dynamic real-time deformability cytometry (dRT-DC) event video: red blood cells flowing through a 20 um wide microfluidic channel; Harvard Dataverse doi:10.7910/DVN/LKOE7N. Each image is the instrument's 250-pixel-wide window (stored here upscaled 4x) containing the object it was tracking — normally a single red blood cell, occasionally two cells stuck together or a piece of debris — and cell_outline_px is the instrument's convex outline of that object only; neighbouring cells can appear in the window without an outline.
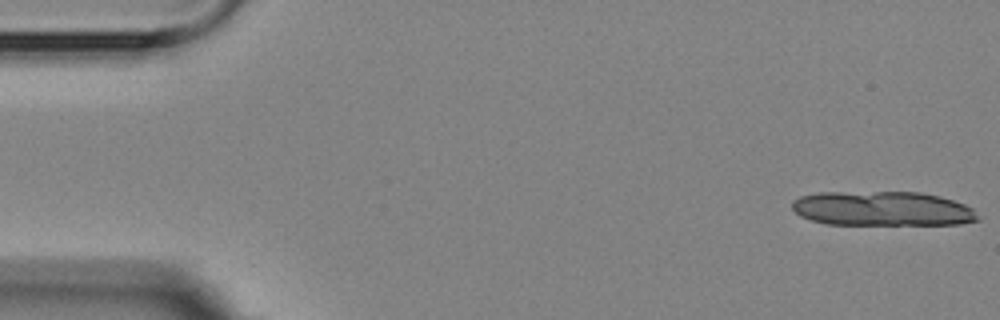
{"species": "Egyptian fruit bat (a non-hibernating species)", "species_latin": "Rousettus aegyptiacus", "temperature_condition": "room temperature", "stored_images_in_passage": 6, "camera_frame_rate_fps": 3000, "um_per_image_px": 0.085, "animal": {"sex": "female"}, "frame": {"image": 1, "passage_image": 1, "time_ms": 0.0, "image_size_px": [1000, 320], "cell_outline_px": [[980, 220], [960, 224], [824, 224], [800, 216], [792, 208], [792, 200], [800, 196], [820, 192], [920, 192], [940, 196], [964, 204], [972, 208]], "centroid_in_image_um": [74.98, 17.73], "position_along_channel_um": 10.0, "area_um2": 37.4}}
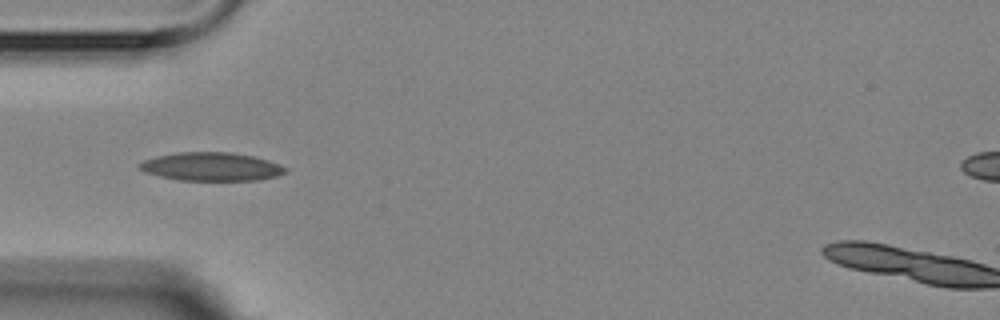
{"frame": {"image": 2, "passage_image": 6, "time_ms": 5.333, "image_size_px": [1000, 320], "cell_outline_px": [[288, 172], [276, 176], [260, 180], [180, 180], [160, 176], [144, 172], [136, 164], [144, 160], [156, 156], [176, 152], [232, 152], [252, 156], [268, 160], [280, 164], [288, 168]], "centroid_in_image_um": [17.98, 14.16], "position_along_channel_um": 67.0, "area_um2": 24.28}}